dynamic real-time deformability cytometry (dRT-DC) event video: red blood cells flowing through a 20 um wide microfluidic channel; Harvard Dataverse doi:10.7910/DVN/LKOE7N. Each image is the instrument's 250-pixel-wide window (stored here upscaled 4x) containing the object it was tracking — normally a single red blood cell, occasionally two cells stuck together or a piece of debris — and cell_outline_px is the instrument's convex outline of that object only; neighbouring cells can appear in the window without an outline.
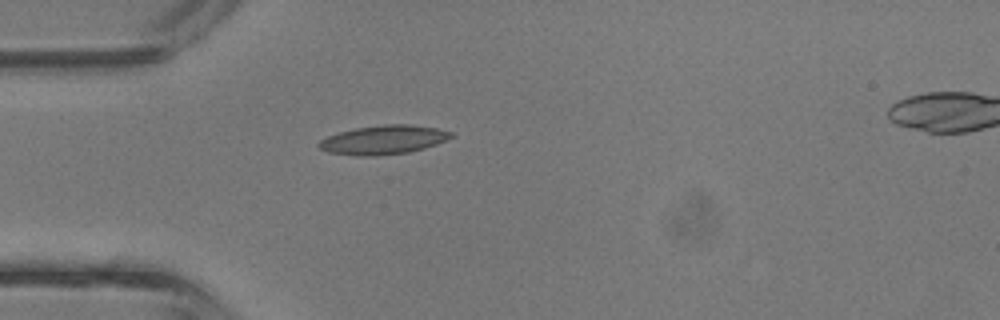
{"species": "common noctule bat (a hibernating species)", "species_latin": "Nyctalus noctula", "temperature_condition": "room temperature", "stored_images_in_passage": 3, "camera_frame_rate_fps": 3000, "um_per_image_px": 0.085, "animal": {"sex": "male", "body_mass_g": 13.3}, "frame": {"image": 1, "passage_image": 2, "time_ms": 0.333, "image_size_px": [1000, 320], "cell_outline_px": [[456, 136], [436, 144], [424, 148], [408, 152], [376, 156], [356, 156], [328, 152], [320, 148], [316, 144], [320, 140], [328, 136], [340, 132], [356, 128], [384, 124], [412, 124], [436, 128], [452, 132]], "centroid_in_image_um": [32.61, 11.88], "position_along_channel_um": 52.4, "area_um2": 22.37}}